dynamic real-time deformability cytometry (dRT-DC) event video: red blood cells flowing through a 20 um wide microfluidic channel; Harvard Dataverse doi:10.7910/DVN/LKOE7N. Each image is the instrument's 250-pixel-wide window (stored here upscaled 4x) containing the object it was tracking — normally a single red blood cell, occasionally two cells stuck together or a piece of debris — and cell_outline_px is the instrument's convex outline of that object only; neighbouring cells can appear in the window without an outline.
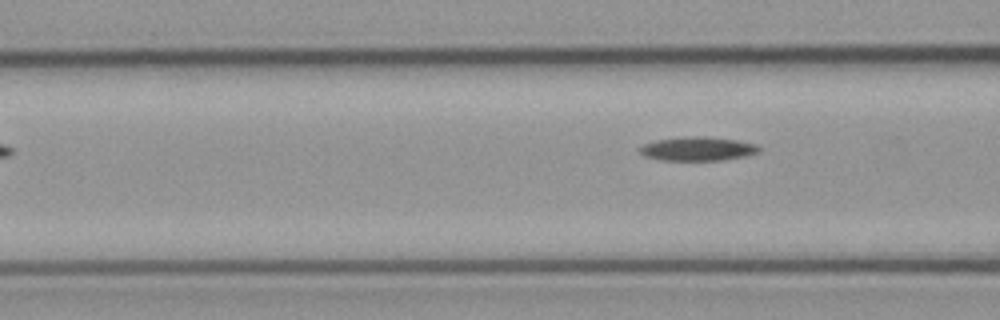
{"species": "common noctule bat (a hibernating species)", "species_latin": "Nyctalus noctula", "temperature_condition": "cold", "stored_images_in_passage": 4, "camera_frame_rate_fps": 3000, "um_per_image_px": 0.085, "animal": {"sex": "male", "body_mass_g": 23.1, "forearm_length_mm": 52.7}, "frame": {"image": 1, "passage_image": 4, "time_ms": 4.0, "image_size_px": [1000, 320], "cell_outline_px": [[760, 152], [744, 156], [724, 160], [660, 160], [644, 156], [640, 152], [640, 148], [644, 144], [656, 140], [692, 136], [704, 136], [736, 140], [756, 144], [760, 148]], "centroid_in_image_um": [59.32, 12.65], "position_along_channel_um": 107.3, "area_um2": 16.47}}